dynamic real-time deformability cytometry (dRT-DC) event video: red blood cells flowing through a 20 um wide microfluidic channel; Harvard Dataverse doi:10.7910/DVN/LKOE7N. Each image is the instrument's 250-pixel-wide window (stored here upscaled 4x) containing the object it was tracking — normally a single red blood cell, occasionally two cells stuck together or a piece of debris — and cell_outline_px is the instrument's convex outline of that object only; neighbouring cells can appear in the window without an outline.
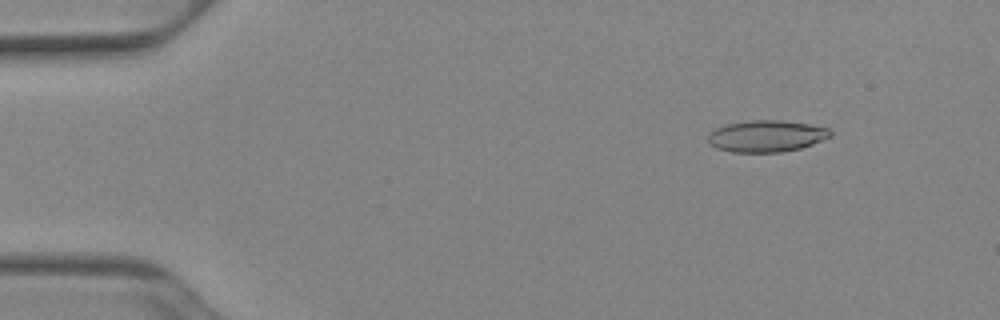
{"species": "Egyptian fruit bat (a non-hibernating species)", "species_latin": "Rousettus aegyptiacus", "temperature_condition": "cold", "stored_images_in_passage": 51, "camera_frame_rate_fps": 3000, "um_per_image_px": 0.085, "animal": {"sex": "female"}, "frame": {"image": 1, "passage_image": 6, "time_ms": 1.667, "image_size_px": [1000, 320], "cell_outline_px": [[832, 136], [812, 144], [800, 148], [780, 152], [732, 152], [716, 148], [708, 144], [708, 132], [724, 124], [748, 120], [780, 120], [808, 124], [828, 128], [832, 132]], "centroid_in_image_um": [65.1, 11.56], "position_along_channel_um": 19.9, "area_um2": 22.72}}
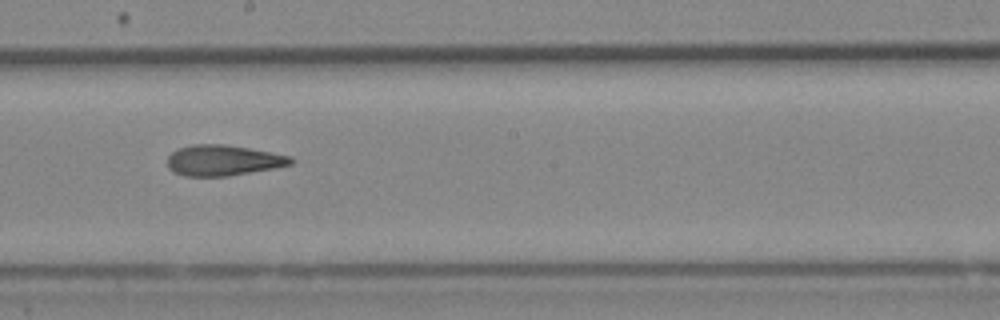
{"frame": {"image": 2, "passage_image": 29, "time_ms": 9.333, "image_size_px": [1000, 320], "cell_outline_px": [[292, 164], [276, 168], [228, 176], [184, 176], [172, 172], [168, 168], [168, 156], [172, 152], [180, 148], [192, 144], [224, 144], [248, 148], [292, 156]], "centroid_in_image_um": [18.95, 13.63], "position_along_channel_um": 229.2, "area_um2": 22.08}}
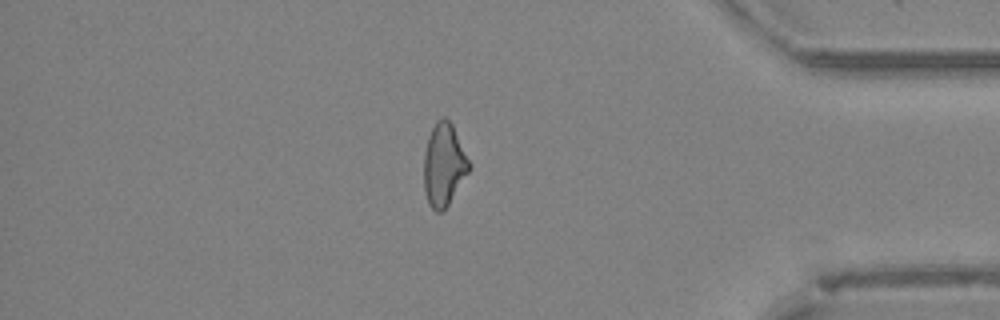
{"frame": {"image": 3, "passage_image": 44, "time_ms": 14.333, "image_size_px": [1000, 320], "cell_outline_px": [[472, 168], [444, 212], [436, 212], [428, 204], [424, 192], [424, 152], [428, 136], [436, 120], [444, 116], [452, 124], [472, 164]], "centroid_in_image_um": [37.74, 14.03], "position_along_channel_um": 397.5, "area_um2": 22.31}, "authors_computed_cell_mechanics": {"area_um2": 22.3686, "velocity_mm_per_s": 3.9435, "shape_relaxation_time_tau1_ms": null, "shape_relaxation_time_tau2_ms": 3.1212, "deformation_change_tau1": null, "deformation_change_tau2": 0.117}}